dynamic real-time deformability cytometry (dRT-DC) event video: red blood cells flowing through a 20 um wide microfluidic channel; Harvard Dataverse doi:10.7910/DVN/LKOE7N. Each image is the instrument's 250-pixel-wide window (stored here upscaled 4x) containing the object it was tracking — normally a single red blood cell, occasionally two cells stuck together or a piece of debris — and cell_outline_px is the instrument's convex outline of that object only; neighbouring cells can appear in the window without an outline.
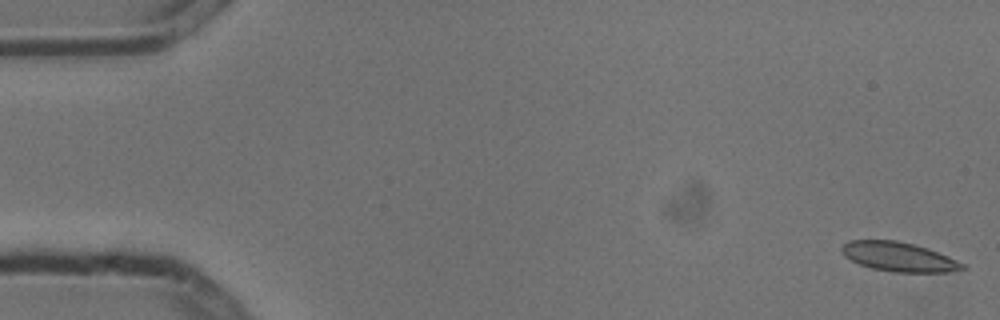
{"species": "common noctule bat (a hibernating species)", "species_latin": "Nyctalus noctula", "temperature_condition": "cold", "stored_images_in_passage": 6, "segment_of_instrument_passage": [1, 2], "camera_frame_rate_fps": 3000, "um_per_image_px": 0.085, "animal": {"sex": "male", "body_mass_g": 13.3}, "frame": {"image": 1, "passage_image": 1, "time_ms": 0.0, "image_size_px": [1000, 320], "cell_outline_px": [[968, 268], [948, 272], [892, 272], [872, 268], [860, 264], [844, 256], [840, 248], [848, 240], [896, 240], [928, 248], [948, 256], [964, 264]], "centroid_in_image_um": [76.4, 21.83], "position_along_channel_um": 8.6, "area_um2": 20.58}}